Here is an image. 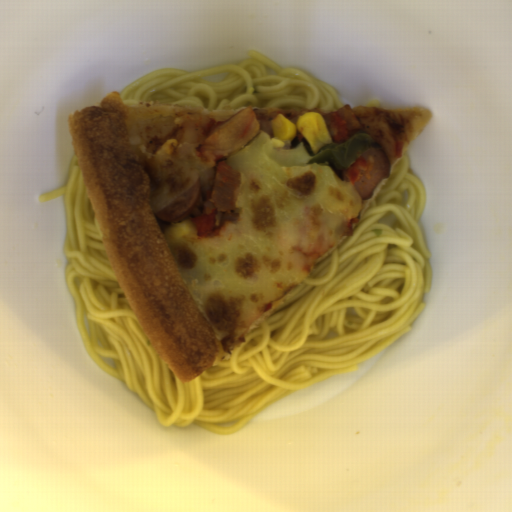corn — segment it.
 Returning a JSON list of instances; mask_svg holds the SVG:
<instances>
[{"label": "corn", "mask_w": 512, "mask_h": 512, "mask_svg": "<svg viewBox=\"0 0 512 512\" xmlns=\"http://www.w3.org/2000/svg\"><path fill=\"white\" fill-rule=\"evenodd\" d=\"M270 124L273 137L280 140L292 141L299 132L307 141L312 154L317 155L323 146L332 145L334 141L322 114L316 112L301 115L296 123L281 113L275 116Z\"/></svg>", "instance_id": "51d56268"}, {"label": "corn", "mask_w": 512, "mask_h": 512, "mask_svg": "<svg viewBox=\"0 0 512 512\" xmlns=\"http://www.w3.org/2000/svg\"><path fill=\"white\" fill-rule=\"evenodd\" d=\"M195 233L196 227L189 219L165 229L164 237L167 243H180L195 236Z\"/></svg>", "instance_id": "f1292c28"}]
</instances>
